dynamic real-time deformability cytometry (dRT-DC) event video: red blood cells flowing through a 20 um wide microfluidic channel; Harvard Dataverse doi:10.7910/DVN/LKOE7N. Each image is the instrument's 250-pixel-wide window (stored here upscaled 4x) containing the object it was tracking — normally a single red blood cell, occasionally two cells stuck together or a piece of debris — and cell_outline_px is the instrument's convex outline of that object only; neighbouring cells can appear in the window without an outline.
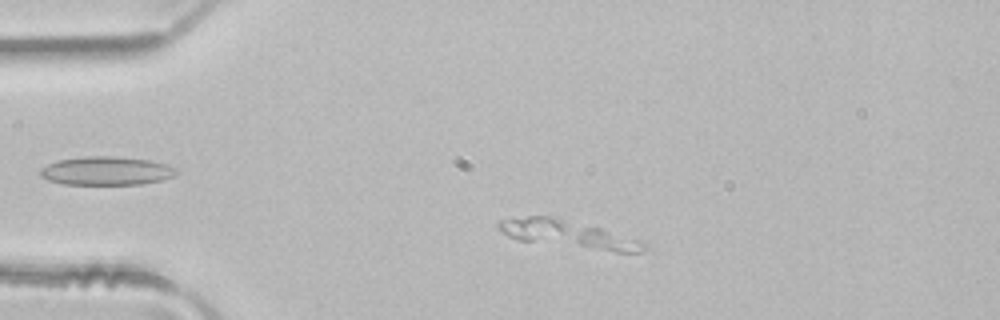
{"species": "common noctule bat (a hibernating species)", "species_latin": "Nyctalus noctula", "temperature_condition": "room temperature", "stored_images_in_passage": 27, "camera_frame_rate_fps": 3000, "um_per_image_px": 0.085, "animal": {"sex": "male", "body_mass_g": 21.5, "forearm_length_mm": 52.0}, "frame": {"image": 1, "passage_image": 8, "time_ms": 2.333, "image_size_px": [1000, 320], "cell_outline_px": [[648, 248], [640, 252], [616, 252], [520, 240], [508, 236], [500, 232], [496, 228], [496, 224], [500, 220], [528, 216], [556, 216], [644, 240], [648, 244]], "centroid_in_image_um": [48.33, 19.9], "position_along_channel_um": 36.7, "area_um2": 23.41}}